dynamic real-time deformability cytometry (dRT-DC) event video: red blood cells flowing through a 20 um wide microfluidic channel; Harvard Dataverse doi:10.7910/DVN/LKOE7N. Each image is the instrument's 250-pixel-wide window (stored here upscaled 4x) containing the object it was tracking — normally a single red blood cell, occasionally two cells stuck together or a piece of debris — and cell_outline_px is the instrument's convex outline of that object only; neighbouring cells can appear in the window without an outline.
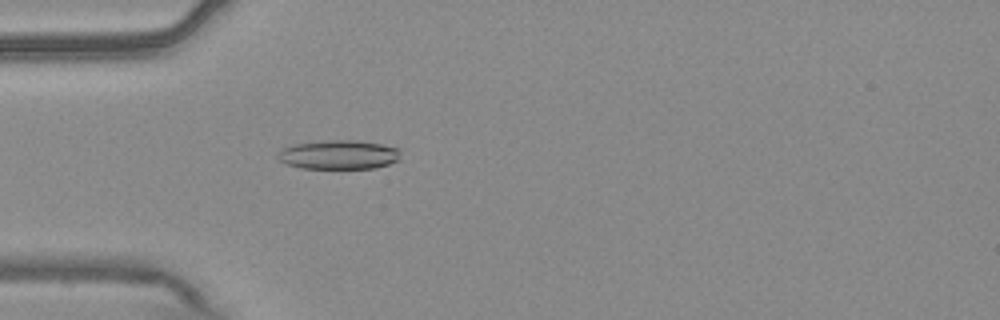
{"species": "common noctule bat (a hibernating species)", "species_latin": "Nyctalus noctula", "temperature_condition": "warm", "stored_images_in_passage": 55, "camera_frame_rate_fps": 3000, "um_per_image_px": 0.085, "animal": {"sex": "male", "body_mass_g": 20.4}, "frame": {"image": 1, "passage_image": 17, "time_ms": 5.333, "image_size_px": [1000, 320], "cell_outline_px": [[400, 160], [376, 168], [300, 168], [288, 164], [280, 160], [276, 156], [284, 148], [292, 144], [332, 140], [356, 140], [380, 144], [400, 148]], "centroid_in_image_um": [28.84, 13.15], "position_along_channel_um": 56.2, "area_um2": 20.75}}
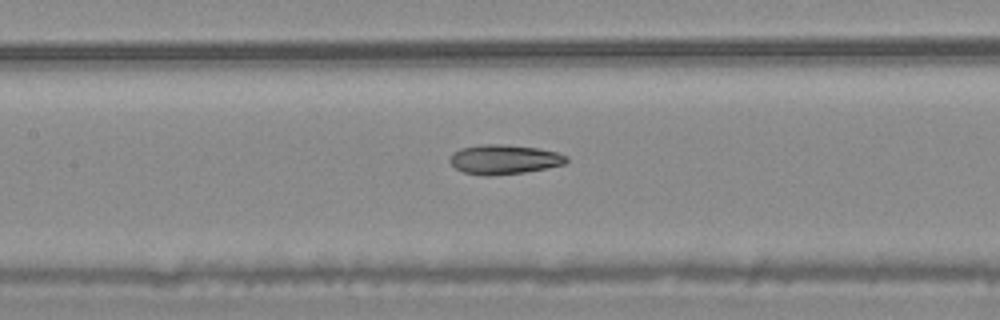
{"frame": {"image": 2, "passage_image": 26, "time_ms": 8.333, "image_size_px": [1000, 320], "cell_outline_px": [[568, 160], [564, 164], [524, 172], [488, 176], [464, 172], [456, 168], [448, 160], [452, 152], [460, 148], [480, 144], [504, 144], [540, 148], [556, 152], [568, 156]], "centroid_in_image_um": [42.83, 13.53], "position_along_channel_um": 164.6, "area_um2": 20.06}}
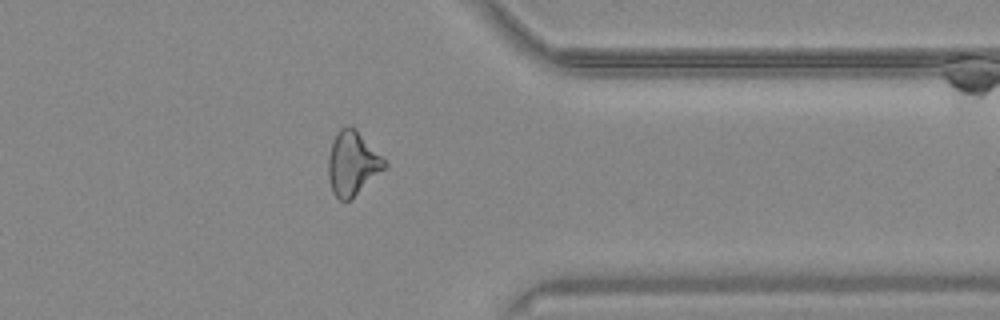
{"frame": {"image": 3, "passage_image": 44, "time_ms": 14.333, "image_size_px": [1000, 320], "cell_outline_px": [[388, 168], [348, 200], [340, 200], [332, 192], [328, 176], [328, 156], [332, 140], [336, 132], [340, 128], [348, 124], [356, 128], [388, 164]], "centroid_in_image_um": [29.95, 13.85], "position_along_channel_um": 381.4, "area_um2": 21.1}, "authors_computed_cell_mechanics": {"area_um2": 20.808, "velocity_mm_per_s": 3.76, "shape_relaxation_time_tau1_ms": null, "shape_relaxation_time_tau2_ms": 2.6969, "deformation_change_tau1": null, "deformation_change_tau2": 0.1116}}